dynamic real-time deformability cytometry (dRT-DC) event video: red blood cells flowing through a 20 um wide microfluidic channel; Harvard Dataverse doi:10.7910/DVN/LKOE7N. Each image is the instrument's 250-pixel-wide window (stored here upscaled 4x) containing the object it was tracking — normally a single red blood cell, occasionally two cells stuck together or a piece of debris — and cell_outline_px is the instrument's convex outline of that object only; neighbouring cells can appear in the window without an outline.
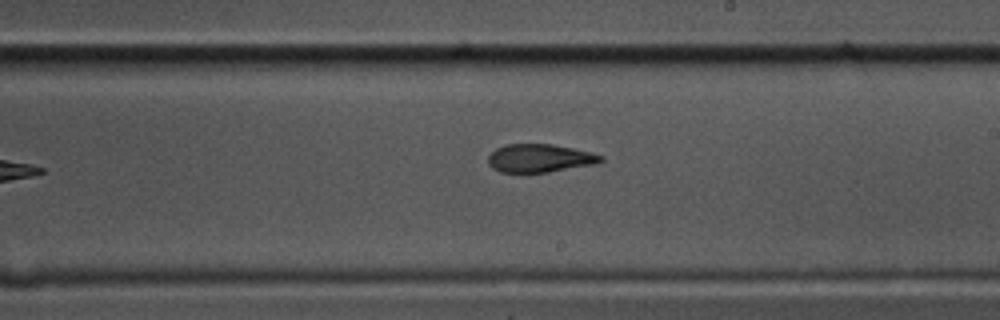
{"species": "common noctule bat (a hibernating species)", "species_latin": "Nyctalus noctula", "temperature_condition": "cold", "stored_images_in_passage": 11, "camera_frame_rate_fps": 3000, "um_per_image_px": 0.085, "animal": {"sex": "male", "body_mass_g": 17.5, "forearm_length_mm": 52.3}, "frame": {"image": 1, "passage_image": 10, "time_ms": 3.0, "image_size_px": [1000, 320], "cell_outline_px": [[604, 160], [600, 164], [548, 172], [500, 172], [492, 168], [488, 164], [488, 156], [496, 148], [508, 144], [552, 144], [592, 152], [604, 156]], "centroid_in_image_um": [45.93, 13.45], "position_along_channel_um": 243.1, "area_um2": 18.73}}
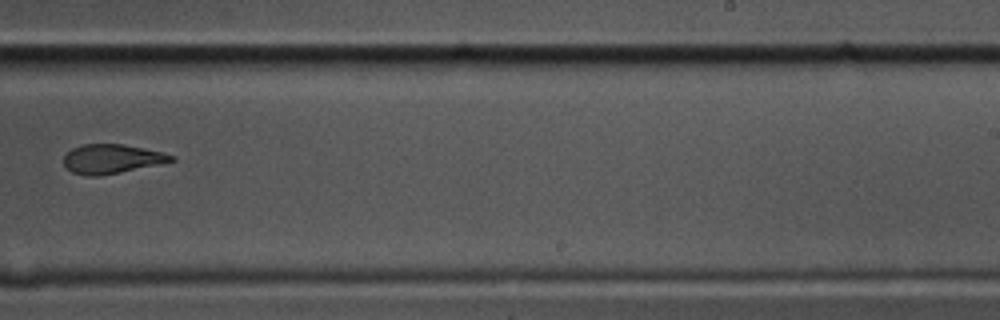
{"frame": {"image": 2, "passage_image": 11, "time_ms": 3.333, "image_size_px": [1000, 320], "cell_outline_px": [[176, 160], [120, 172], [100, 176], [84, 176], [72, 172], [64, 164], [64, 156], [72, 148], [84, 144], [124, 144], [164, 152], [176, 156]], "centroid_in_image_um": [9.51, 13.5], "position_along_channel_um": 279.5, "area_um2": 18.26}}